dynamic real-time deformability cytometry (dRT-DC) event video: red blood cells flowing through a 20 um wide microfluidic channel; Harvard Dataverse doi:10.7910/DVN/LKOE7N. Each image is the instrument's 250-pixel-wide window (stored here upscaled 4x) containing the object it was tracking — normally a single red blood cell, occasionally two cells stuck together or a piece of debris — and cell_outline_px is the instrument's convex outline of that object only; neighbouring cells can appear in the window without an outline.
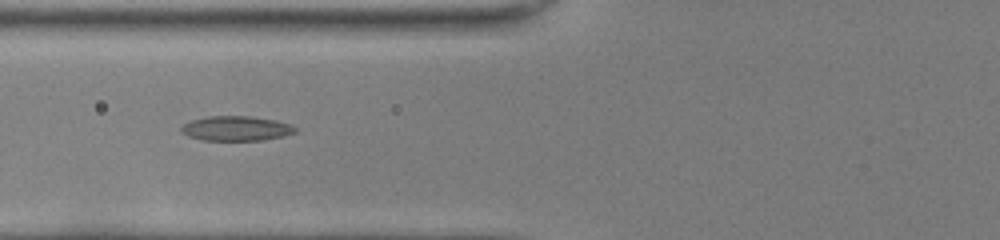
{"species": "common noctule bat (a hibernating species)", "species_latin": "Nyctalus noctula", "temperature_condition": "room temperature", "stored_images_in_passage": 35, "camera_frame_rate_fps": 3000, "um_per_image_px": 0.085, "animal": {"sex": "female", "body_mass_g": 22.0, "forearm_length_mm": 56.7}, "frame": {"image": 1, "passage_image": 6, "time_ms": 1.667, "image_size_px": [1000, 240], "cell_outline_px": [[296, 132], [264, 140], [204, 140], [188, 136], [180, 128], [184, 124], [192, 120], [208, 116], [248, 116], [272, 120], [288, 124], [296, 128]], "centroid_in_image_um": [20.04, 10.92], "position_along_channel_um": 105.8, "area_um2": 16.01}}
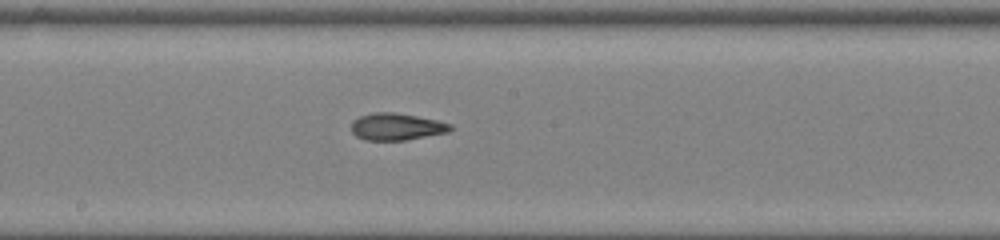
{"frame": {"image": 2, "passage_image": 14, "time_ms": 4.333, "image_size_px": [1000, 240], "cell_outline_px": [[452, 128], [448, 132], [404, 140], [364, 140], [356, 136], [352, 132], [352, 120], [360, 116], [372, 112], [392, 112], [416, 116], [436, 120], [452, 124]], "centroid_in_image_um": [33.67, 10.76], "position_along_channel_um": 214.5, "area_um2": 15.49}}
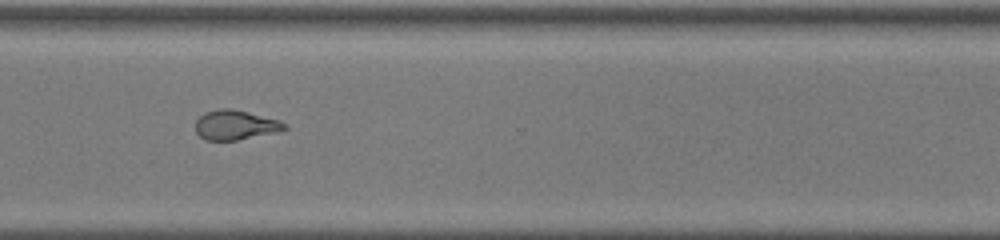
{"frame": {"image": 3, "passage_image": 24, "time_ms": 7.667, "image_size_px": [1000, 240], "cell_outline_px": [[288, 128], [272, 132], [236, 140], [208, 140], [200, 136], [196, 132], [196, 120], [200, 116], [208, 112], [220, 108], [232, 108], [248, 112], [276, 120], [284, 124]], "centroid_in_image_um": [19.94, 10.61], "position_along_channel_um": 350.7, "area_um2": 14.8}, "authors_computed_cell_mechanics": {"area_um2": 15.4904, "velocity_mm_per_s": 4.0838, "shape_relaxation_time_tau1_ms": null, "shape_relaxation_time_tau2_ms": 2.3055, "deformation_change_tau1": null, "deformation_change_tau2": 0.0945}}